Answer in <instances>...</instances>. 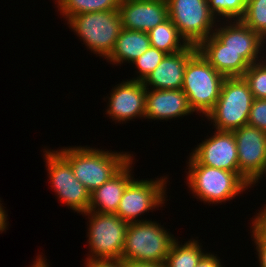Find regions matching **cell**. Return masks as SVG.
<instances>
[{
  "mask_svg": "<svg viewBox=\"0 0 266 267\" xmlns=\"http://www.w3.org/2000/svg\"><path fill=\"white\" fill-rule=\"evenodd\" d=\"M224 79L199 51L188 60L182 90L194 112L206 117L220 96Z\"/></svg>",
  "mask_w": 266,
  "mask_h": 267,
  "instance_id": "8992f818",
  "label": "cell"
},
{
  "mask_svg": "<svg viewBox=\"0 0 266 267\" xmlns=\"http://www.w3.org/2000/svg\"><path fill=\"white\" fill-rule=\"evenodd\" d=\"M119 13L122 28L149 32L168 19L166 0H121Z\"/></svg>",
  "mask_w": 266,
  "mask_h": 267,
  "instance_id": "9a60e30c",
  "label": "cell"
},
{
  "mask_svg": "<svg viewBox=\"0 0 266 267\" xmlns=\"http://www.w3.org/2000/svg\"><path fill=\"white\" fill-rule=\"evenodd\" d=\"M202 56L225 78L242 77L250 64L232 51H199Z\"/></svg>",
  "mask_w": 266,
  "mask_h": 267,
  "instance_id": "44dd1931",
  "label": "cell"
},
{
  "mask_svg": "<svg viewBox=\"0 0 266 267\" xmlns=\"http://www.w3.org/2000/svg\"><path fill=\"white\" fill-rule=\"evenodd\" d=\"M222 23H217L213 34L197 46L198 51L240 52L250 65L266 57V52L261 53L266 51V42L258 33L241 20H222Z\"/></svg>",
  "mask_w": 266,
  "mask_h": 267,
  "instance_id": "52a82bcc",
  "label": "cell"
},
{
  "mask_svg": "<svg viewBox=\"0 0 266 267\" xmlns=\"http://www.w3.org/2000/svg\"><path fill=\"white\" fill-rule=\"evenodd\" d=\"M167 179L166 176L156 180L134 178L126 187L115 214L127 223L148 221L138 218L145 212L149 213V210L153 211L166 203Z\"/></svg>",
  "mask_w": 266,
  "mask_h": 267,
  "instance_id": "8fae6325",
  "label": "cell"
},
{
  "mask_svg": "<svg viewBox=\"0 0 266 267\" xmlns=\"http://www.w3.org/2000/svg\"><path fill=\"white\" fill-rule=\"evenodd\" d=\"M247 125L266 132V99H254Z\"/></svg>",
  "mask_w": 266,
  "mask_h": 267,
  "instance_id": "83f0119b",
  "label": "cell"
},
{
  "mask_svg": "<svg viewBox=\"0 0 266 267\" xmlns=\"http://www.w3.org/2000/svg\"><path fill=\"white\" fill-rule=\"evenodd\" d=\"M186 177L189 190L204 203L216 204L233 200L251 186L239 172L200 165L191 155Z\"/></svg>",
  "mask_w": 266,
  "mask_h": 267,
  "instance_id": "7a4b0ae2",
  "label": "cell"
},
{
  "mask_svg": "<svg viewBox=\"0 0 266 267\" xmlns=\"http://www.w3.org/2000/svg\"><path fill=\"white\" fill-rule=\"evenodd\" d=\"M199 143L190 155L200 164L239 172L237 143L233 132L217 131Z\"/></svg>",
  "mask_w": 266,
  "mask_h": 267,
  "instance_id": "4fadbf2b",
  "label": "cell"
},
{
  "mask_svg": "<svg viewBox=\"0 0 266 267\" xmlns=\"http://www.w3.org/2000/svg\"><path fill=\"white\" fill-rule=\"evenodd\" d=\"M260 267H266V241L252 228L251 230Z\"/></svg>",
  "mask_w": 266,
  "mask_h": 267,
  "instance_id": "f1b7e54d",
  "label": "cell"
},
{
  "mask_svg": "<svg viewBox=\"0 0 266 267\" xmlns=\"http://www.w3.org/2000/svg\"><path fill=\"white\" fill-rule=\"evenodd\" d=\"M148 35L151 47L166 54L179 52L189 45L169 18L151 29Z\"/></svg>",
  "mask_w": 266,
  "mask_h": 267,
  "instance_id": "ffe728a7",
  "label": "cell"
},
{
  "mask_svg": "<svg viewBox=\"0 0 266 267\" xmlns=\"http://www.w3.org/2000/svg\"><path fill=\"white\" fill-rule=\"evenodd\" d=\"M175 239L166 258V267H196L206 254L196 239H189L184 244ZM179 243V244H178Z\"/></svg>",
  "mask_w": 266,
  "mask_h": 267,
  "instance_id": "7402d4cb",
  "label": "cell"
},
{
  "mask_svg": "<svg viewBox=\"0 0 266 267\" xmlns=\"http://www.w3.org/2000/svg\"><path fill=\"white\" fill-rule=\"evenodd\" d=\"M253 100L243 77L225 78L220 96L206 118L217 131L232 132L247 125Z\"/></svg>",
  "mask_w": 266,
  "mask_h": 267,
  "instance_id": "5b68a950",
  "label": "cell"
},
{
  "mask_svg": "<svg viewBox=\"0 0 266 267\" xmlns=\"http://www.w3.org/2000/svg\"><path fill=\"white\" fill-rule=\"evenodd\" d=\"M263 209L254 216L252 220V227L265 241H266V204Z\"/></svg>",
  "mask_w": 266,
  "mask_h": 267,
  "instance_id": "f546056e",
  "label": "cell"
},
{
  "mask_svg": "<svg viewBox=\"0 0 266 267\" xmlns=\"http://www.w3.org/2000/svg\"><path fill=\"white\" fill-rule=\"evenodd\" d=\"M121 0H66L59 8L66 21L77 14L118 10Z\"/></svg>",
  "mask_w": 266,
  "mask_h": 267,
  "instance_id": "603a6c76",
  "label": "cell"
},
{
  "mask_svg": "<svg viewBox=\"0 0 266 267\" xmlns=\"http://www.w3.org/2000/svg\"><path fill=\"white\" fill-rule=\"evenodd\" d=\"M115 86L107 97L106 115L122 124L136 117L145 118L146 88L142 81L129 79Z\"/></svg>",
  "mask_w": 266,
  "mask_h": 267,
  "instance_id": "5bb4252c",
  "label": "cell"
},
{
  "mask_svg": "<svg viewBox=\"0 0 266 267\" xmlns=\"http://www.w3.org/2000/svg\"><path fill=\"white\" fill-rule=\"evenodd\" d=\"M212 14L222 20H240L246 10V0H207ZM225 18V19H224Z\"/></svg>",
  "mask_w": 266,
  "mask_h": 267,
  "instance_id": "d4e9b609",
  "label": "cell"
},
{
  "mask_svg": "<svg viewBox=\"0 0 266 267\" xmlns=\"http://www.w3.org/2000/svg\"><path fill=\"white\" fill-rule=\"evenodd\" d=\"M67 24L89 50L105 60L122 29L119 10L80 13L70 17Z\"/></svg>",
  "mask_w": 266,
  "mask_h": 267,
  "instance_id": "277c9868",
  "label": "cell"
},
{
  "mask_svg": "<svg viewBox=\"0 0 266 267\" xmlns=\"http://www.w3.org/2000/svg\"><path fill=\"white\" fill-rule=\"evenodd\" d=\"M85 267H122V260L103 259V260H86Z\"/></svg>",
  "mask_w": 266,
  "mask_h": 267,
  "instance_id": "4dcf8cb0",
  "label": "cell"
},
{
  "mask_svg": "<svg viewBox=\"0 0 266 267\" xmlns=\"http://www.w3.org/2000/svg\"><path fill=\"white\" fill-rule=\"evenodd\" d=\"M197 51V46L189 44L184 50L166 54L160 64L142 81L145 88L156 90L182 89L185 66ZM149 86L151 88H148Z\"/></svg>",
  "mask_w": 266,
  "mask_h": 267,
  "instance_id": "2e32d148",
  "label": "cell"
},
{
  "mask_svg": "<svg viewBox=\"0 0 266 267\" xmlns=\"http://www.w3.org/2000/svg\"><path fill=\"white\" fill-rule=\"evenodd\" d=\"M242 77L254 99H266V59L251 64Z\"/></svg>",
  "mask_w": 266,
  "mask_h": 267,
  "instance_id": "484cf974",
  "label": "cell"
},
{
  "mask_svg": "<svg viewBox=\"0 0 266 267\" xmlns=\"http://www.w3.org/2000/svg\"><path fill=\"white\" fill-rule=\"evenodd\" d=\"M55 1L56 4H58L57 7L59 8L66 0H55Z\"/></svg>",
  "mask_w": 266,
  "mask_h": 267,
  "instance_id": "d590c367",
  "label": "cell"
},
{
  "mask_svg": "<svg viewBox=\"0 0 266 267\" xmlns=\"http://www.w3.org/2000/svg\"><path fill=\"white\" fill-rule=\"evenodd\" d=\"M232 132L237 143L239 173L254 186L266 173V132L249 125Z\"/></svg>",
  "mask_w": 266,
  "mask_h": 267,
  "instance_id": "7c38bea8",
  "label": "cell"
},
{
  "mask_svg": "<svg viewBox=\"0 0 266 267\" xmlns=\"http://www.w3.org/2000/svg\"><path fill=\"white\" fill-rule=\"evenodd\" d=\"M43 152L49 182L57 198L74 212H88L91 193L75 177L69 162L57 150L43 149Z\"/></svg>",
  "mask_w": 266,
  "mask_h": 267,
  "instance_id": "30bf717a",
  "label": "cell"
},
{
  "mask_svg": "<svg viewBox=\"0 0 266 267\" xmlns=\"http://www.w3.org/2000/svg\"><path fill=\"white\" fill-rule=\"evenodd\" d=\"M82 215L89 219L87 260H121L128 223L116 214L88 211Z\"/></svg>",
  "mask_w": 266,
  "mask_h": 267,
  "instance_id": "ba28073f",
  "label": "cell"
},
{
  "mask_svg": "<svg viewBox=\"0 0 266 267\" xmlns=\"http://www.w3.org/2000/svg\"><path fill=\"white\" fill-rule=\"evenodd\" d=\"M240 20L266 40V0H246V10Z\"/></svg>",
  "mask_w": 266,
  "mask_h": 267,
  "instance_id": "cb8c5ba5",
  "label": "cell"
},
{
  "mask_svg": "<svg viewBox=\"0 0 266 267\" xmlns=\"http://www.w3.org/2000/svg\"><path fill=\"white\" fill-rule=\"evenodd\" d=\"M175 239L156 221L128 223L121 260L165 263Z\"/></svg>",
  "mask_w": 266,
  "mask_h": 267,
  "instance_id": "3957f363",
  "label": "cell"
},
{
  "mask_svg": "<svg viewBox=\"0 0 266 267\" xmlns=\"http://www.w3.org/2000/svg\"><path fill=\"white\" fill-rule=\"evenodd\" d=\"M70 164L75 177L91 192L117 174L134 156L87 146L57 150ZM132 155V156H131Z\"/></svg>",
  "mask_w": 266,
  "mask_h": 267,
  "instance_id": "6da1fadb",
  "label": "cell"
},
{
  "mask_svg": "<svg viewBox=\"0 0 266 267\" xmlns=\"http://www.w3.org/2000/svg\"><path fill=\"white\" fill-rule=\"evenodd\" d=\"M122 267H166L165 263H147L131 260H122Z\"/></svg>",
  "mask_w": 266,
  "mask_h": 267,
  "instance_id": "d6a6232c",
  "label": "cell"
},
{
  "mask_svg": "<svg viewBox=\"0 0 266 267\" xmlns=\"http://www.w3.org/2000/svg\"><path fill=\"white\" fill-rule=\"evenodd\" d=\"M182 89H146L145 119L169 120L193 114Z\"/></svg>",
  "mask_w": 266,
  "mask_h": 267,
  "instance_id": "e0dca14e",
  "label": "cell"
},
{
  "mask_svg": "<svg viewBox=\"0 0 266 267\" xmlns=\"http://www.w3.org/2000/svg\"><path fill=\"white\" fill-rule=\"evenodd\" d=\"M165 55L166 53L163 51L150 47L145 53L132 62L137 69V77L130 80L143 81L147 75L160 64Z\"/></svg>",
  "mask_w": 266,
  "mask_h": 267,
  "instance_id": "4316f807",
  "label": "cell"
},
{
  "mask_svg": "<svg viewBox=\"0 0 266 267\" xmlns=\"http://www.w3.org/2000/svg\"><path fill=\"white\" fill-rule=\"evenodd\" d=\"M150 38L148 32L132 31L122 28L116 40L115 47L106 59L111 64L120 65L128 62L132 64L149 48Z\"/></svg>",
  "mask_w": 266,
  "mask_h": 267,
  "instance_id": "d6986e66",
  "label": "cell"
},
{
  "mask_svg": "<svg viewBox=\"0 0 266 267\" xmlns=\"http://www.w3.org/2000/svg\"><path fill=\"white\" fill-rule=\"evenodd\" d=\"M1 202V200H0ZM4 206L2 205V203H0V232L2 233L3 231H5L7 229L8 226V214H6L7 212L5 211V209L3 208Z\"/></svg>",
  "mask_w": 266,
  "mask_h": 267,
  "instance_id": "836d02e7",
  "label": "cell"
},
{
  "mask_svg": "<svg viewBox=\"0 0 266 267\" xmlns=\"http://www.w3.org/2000/svg\"><path fill=\"white\" fill-rule=\"evenodd\" d=\"M132 158L117 174L91 192L88 211L115 214L128 184L133 180Z\"/></svg>",
  "mask_w": 266,
  "mask_h": 267,
  "instance_id": "ac0fdd59",
  "label": "cell"
},
{
  "mask_svg": "<svg viewBox=\"0 0 266 267\" xmlns=\"http://www.w3.org/2000/svg\"><path fill=\"white\" fill-rule=\"evenodd\" d=\"M34 264H31V267H49L50 265L48 264V262L45 260V257H43V255H38L36 257V261H33Z\"/></svg>",
  "mask_w": 266,
  "mask_h": 267,
  "instance_id": "e575fe53",
  "label": "cell"
},
{
  "mask_svg": "<svg viewBox=\"0 0 266 267\" xmlns=\"http://www.w3.org/2000/svg\"><path fill=\"white\" fill-rule=\"evenodd\" d=\"M168 18L190 45L198 46L216 28L217 18L209 9L207 0H166Z\"/></svg>",
  "mask_w": 266,
  "mask_h": 267,
  "instance_id": "9c48e42d",
  "label": "cell"
},
{
  "mask_svg": "<svg viewBox=\"0 0 266 267\" xmlns=\"http://www.w3.org/2000/svg\"><path fill=\"white\" fill-rule=\"evenodd\" d=\"M221 260L217 255L214 256V254H210V252H207L199 261V263L196 265V267H224L222 266Z\"/></svg>",
  "mask_w": 266,
  "mask_h": 267,
  "instance_id": "1f68e13d",
  "label": "cell"
}]
</instances>
